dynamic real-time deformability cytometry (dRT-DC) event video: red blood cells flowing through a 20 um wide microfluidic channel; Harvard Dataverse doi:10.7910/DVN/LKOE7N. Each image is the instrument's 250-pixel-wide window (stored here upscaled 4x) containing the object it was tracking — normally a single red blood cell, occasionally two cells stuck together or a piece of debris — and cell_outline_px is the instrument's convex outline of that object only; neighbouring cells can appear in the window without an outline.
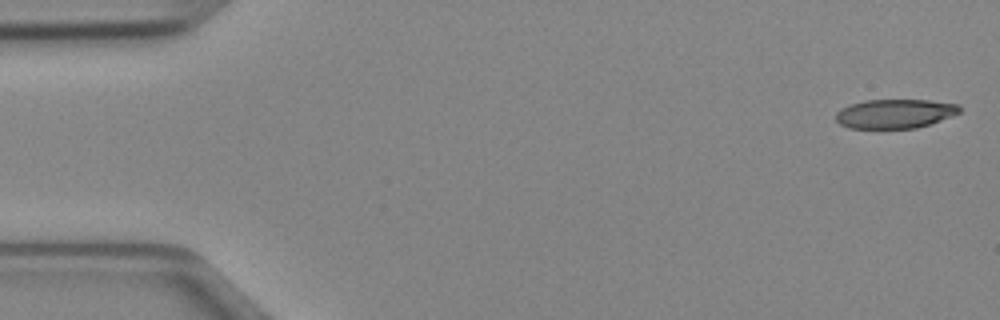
{"species": "Egyptian fruit bat (a non-hibernating species)", "species_latin": "Rousettus aegyptiacus", "temperature_condition": "cold", "stored_images_in_passage": 49, "camera_frame_rate_fps": 3000, "um_per_image_px": 0.085, "animal": {"sex": "female"}, "frame": {"image": 1, "passage_image": 1, "time_ms": 0.0, "image_size_px": [1000, 320], "cell_outline_px": [[960, 112], [940, 120], [916, 128], [848, 128], [840, 124], [836, 120], [836, 112], [840, 108], [848, 104], [864, 100], [928, 100], [960, 104]], "centroid_in_image_um": [76.02, 9.65], "position_along_channel_um": 9.0, "area_um2": 21.04}}
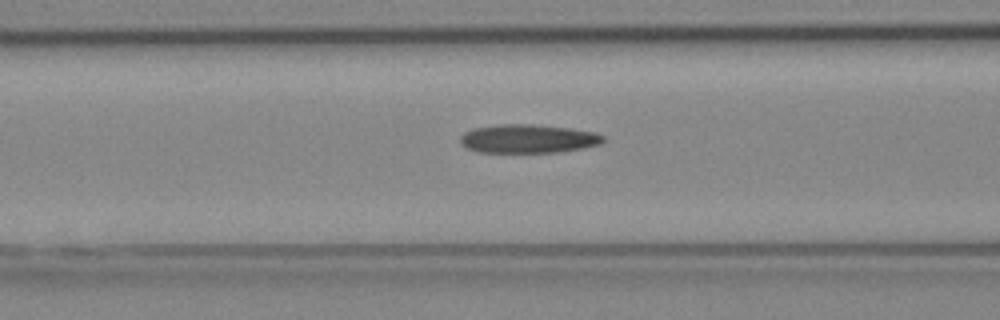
{"frame": {"image": 2, "passage_image": 19, "time_ms": 6.0, "image_size_px": [1000, 320], "cell_outline_px": [[604, 140], [600, 144], [584, 148], [560, 152], [476, 152], [460, 144], [460, 136], [464, 132], [472, 128], [500, 124], [532, 124], [572, 128], [596, 132], [604, 136]], "centroid_in_image_um": [44.89, 11.78], "position_along_channel_um": 121.7, "area_um2": 24.1}}
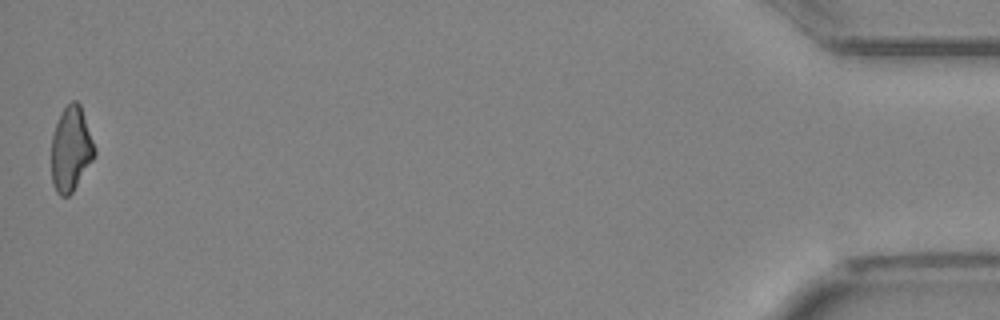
{"frame": {"image": 3, "passage_image": 49, "time_ms": 16.0, "image_size_px": [1000, 320], "cell_outline_px": [[96, 152], [92, 160], [72, 192], [68, 196], [60, 196], [56, 192], [52, 184], [52, 136], [60, 112], [72, 100], [76, 100], [80, 104], [96, 148]], "centroid_in_image_um": [6.02, 12.65], "position_along_channel_um": 429.2, "area_um2": 21.15}, "authors_computed_cell_mechanics": {"area_um2": 23.0622, "velocity_mm_per_s": 4.0364, "shape_relaxation_time_tau1_ms": null, "shape_relaxation_time_tau2_ms": 8.5741, "deformation_change_tau1": null, "deformation_change_tau2": 0.2218}}